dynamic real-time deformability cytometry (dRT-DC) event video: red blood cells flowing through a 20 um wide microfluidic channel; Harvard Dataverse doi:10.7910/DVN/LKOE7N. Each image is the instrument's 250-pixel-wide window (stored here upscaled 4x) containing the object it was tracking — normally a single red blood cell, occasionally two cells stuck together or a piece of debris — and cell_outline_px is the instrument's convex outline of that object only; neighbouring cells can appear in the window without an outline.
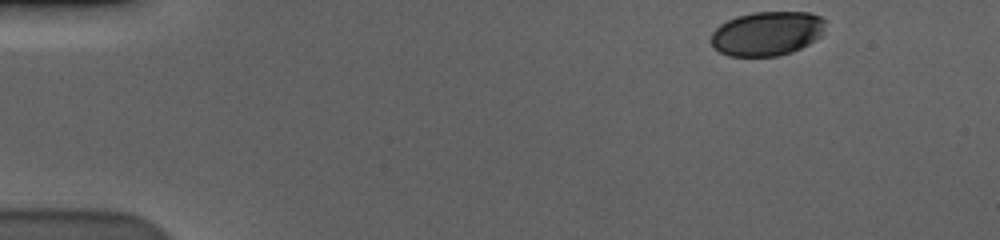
{"species": "human", "species_latin": "Homo sapiens", "temperature_condition": "cold", "stored_images_in_passage": 52, "camera_frame_rate_fps": 3000, "um_per_image_px": 0.085, "donor": {"sex": "male"}, "frame": {"image": 1, "passage_image": 1, "time_ms": 0.0, "image_size_px": [1000, 240], "cell_outline_px": [[824, 28], [820, 36], [816, 40], [792, 52], [776, 56], [728, 56], [720, 52], [708, 40], [712, 32], [720, 24], [736, 16], [752, 12], [808, 12], [820, 16], [824, 20]], "centroid_in_image_um": [65.17, 2.84], "position_along_channel_um": 19.8, "area_um2": 29.59}}
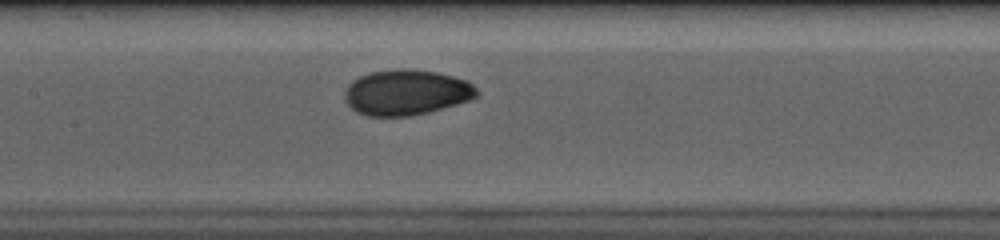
{"frame": {"image": 2, "passage_image": 23, "time_ms": 7.333, "image_size_px": [1000, 240], "cell_outline_px": [[480, 92], [476, 96], [468, 100], [456, 104], [428, 112], [408, 116], [368, 116], [356, 112], [344, 100], [344, 92], [348, 84], [352, 80], [368, 72], [396, 68], [412, 68], [436, 72], [468, 80]], "centroid_in_image_um": [34.51, 7.84], "position_along_channel_um": 172.9, "area_um2": 35.26}}
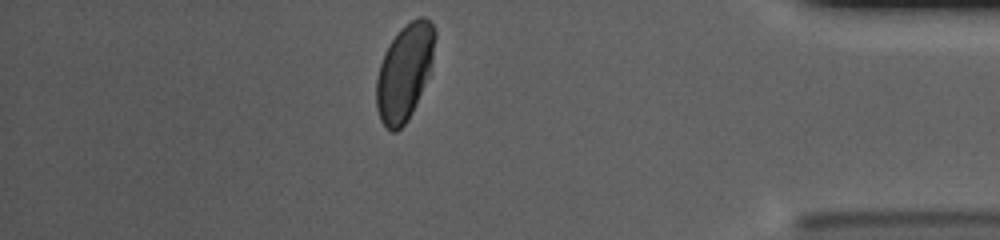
{"frame": {"image": 3, "passage_image": 45, "time_ms": 14.667, "image_size_px": [1000, 240], "cell_outline_px": [[436, 36], [432, 72], [408, 120], [396, 132], [392, 132], [380, 120], [376, 108], [376, 80], [380, 64], [384, 52], [400, 28], [404, 24], [420, 16], [424, 16], [436, 28]], "centroid_in_image_um": [34.42, 6.11], "position_along_channel_um": 400.8, "area_um2": 33.35}, "authors_computed_cell_mechanics": {"area_um2": 33.7841, "velocity_mm_per_s": 3.5791, "shape_relaxation_time_tau1_ms": 4.4521, "shape_relaxation_time_tau2_ms": null, "deformation_change_tau1": 0.1407, "deformation_change_tau2": null}}